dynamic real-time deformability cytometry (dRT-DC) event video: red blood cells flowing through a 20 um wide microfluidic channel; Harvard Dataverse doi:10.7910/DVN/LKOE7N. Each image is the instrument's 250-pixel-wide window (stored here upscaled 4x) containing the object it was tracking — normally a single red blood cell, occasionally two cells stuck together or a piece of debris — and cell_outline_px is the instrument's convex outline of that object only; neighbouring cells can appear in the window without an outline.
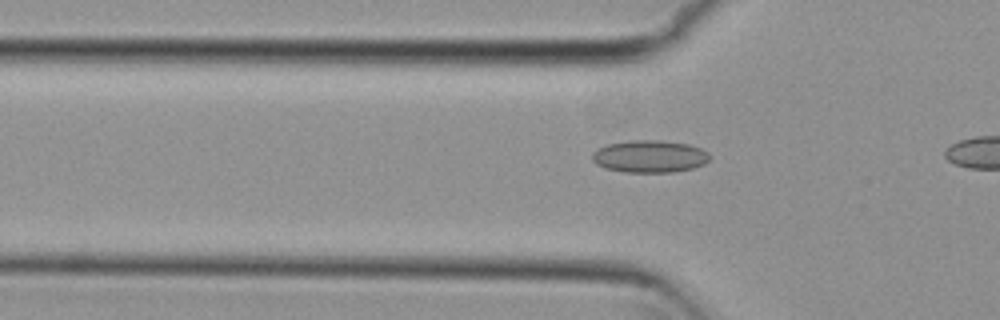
{"species": "common noctule bat (a hibernating species)", "species_latin": "Nyctalus noctula", "temperature_condition": "cold", "stored_images_in_passage": 16, "camera_frame_rate_fps": 3000, "um_per_image_px": 0.085, "animal": {"sex": "female", "body_mass_g": 29.2, "forearm_length_mm": 56.3}, "frame": {"image": 1, "passage_image": 14, "time_ms": 4.333, "image_size_px": [1000, 320], "cell_outline_px": [[708, 160], [704, 164], [692, 168], [672, 172], [624, 172], [604, 168], [596, 164], [592, 160], [592, 152], [596, 148], [608, 144], [632, 140], [660, 140], [688, 144], [700, 148], [708, 152]], "centroid_in_image_um": [55.17, 13.29], "position_along_channel_um": 70.6, "area_um2": 22.14}}